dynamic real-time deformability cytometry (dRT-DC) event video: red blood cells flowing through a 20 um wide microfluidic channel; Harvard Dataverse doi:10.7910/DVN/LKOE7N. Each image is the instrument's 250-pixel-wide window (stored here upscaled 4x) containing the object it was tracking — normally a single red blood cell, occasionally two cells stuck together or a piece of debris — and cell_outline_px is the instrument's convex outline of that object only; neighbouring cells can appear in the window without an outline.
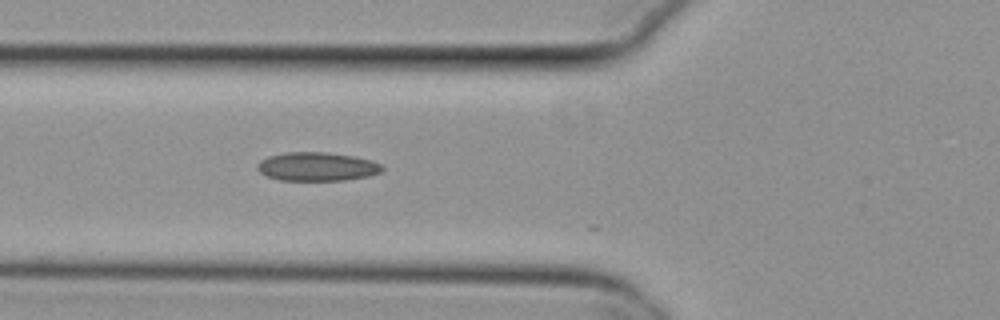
{"species": "common noctule bat (a hibernating species)", "species_latin": "Nyctalus noctula", "temperature_condition": "cold", "stored_images_in_passage": 6, "camera_frame_rate_fps": 3000, "um_per_image_px": 0.085, "animal": {"sex": "female", "body_mass_g": 29.2, "forearm_length_mm": 56.3}, "frame": {"image": 1, "passage_image": 2, "time_ms": 0.333, "image_size_px": [1000, 320], "cell_outline_px": [[384, 168], [380, 172], [368, 176], [344, 180], [280, 180], [264, 176], [256, 168], [256, 164], [260, 160], [268, 156], [284, 152], [328, 152], [352, 156], [372, 160], [380, 164]], "centroid_in_image_um": [26.89, 14.15], "position_along_channel_um": 98.9, "area_um2": 20.98}}
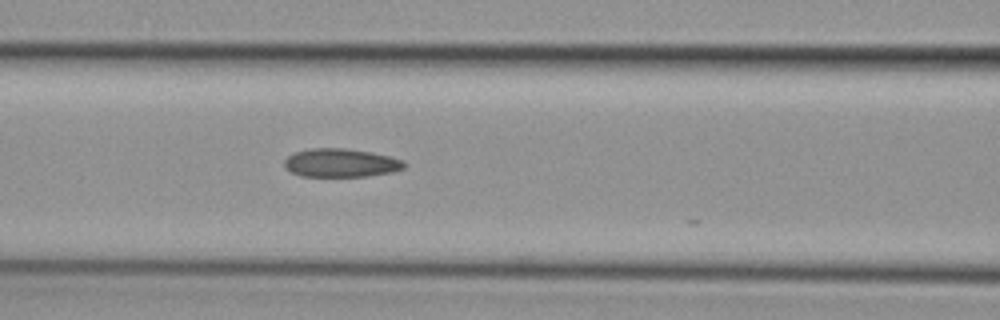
{"frame": {"image": 2, "passage_image": 5, "time_ms": 1.333, "image_size_px": [1000, 320], "cell_outline_px": [[404, 168], [392, 172], [368, 176], [300, 176], [284, 168], [284, 160], [288, 156], [296, 152], [312, 148], [344, 148], [372, 152], [404, 160]], "centroid_in_image_um": [28.96, 13.84], "position_along_channel_um": 137.6, "area_um2": 19.83}}